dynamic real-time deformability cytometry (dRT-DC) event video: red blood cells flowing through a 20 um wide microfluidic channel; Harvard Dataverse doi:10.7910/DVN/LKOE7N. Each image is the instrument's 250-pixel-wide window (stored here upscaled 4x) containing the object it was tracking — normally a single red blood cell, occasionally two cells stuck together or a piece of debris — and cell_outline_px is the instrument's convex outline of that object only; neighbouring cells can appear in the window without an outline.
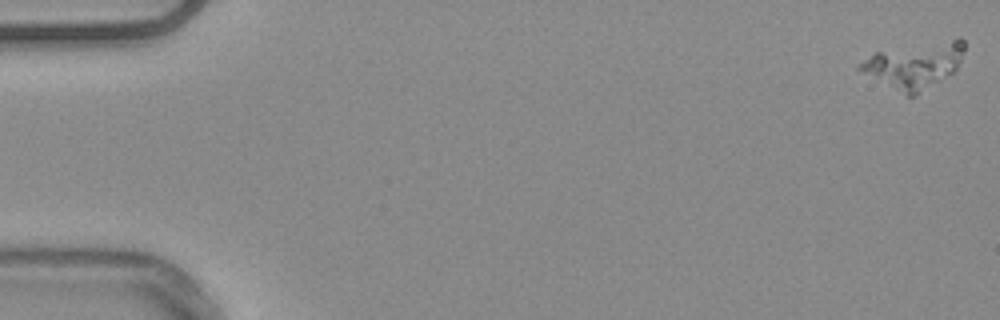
{"species": "common noctule bat (a hibernating species)", "species_latin": "Nyctalus noctula", "temperature_condition": "warm", "stored_images_in_passage": 55, "camera_frame_rate_fps": 3000, "um_per_image_px": 0.085, "animal": {"sex": "male", "body_mass_g": 20.4}, "frame": {"image": 1, "passage_image": 1, "time_ms": 0.0, "image_size_px": [1000, 320], "cell_outline_px": [[964, 48], [960, 60], [956, 68], [952, 72], [916, 96], [908, 96], [856, 68], [856, 64], [876, 52], [960, 36], [964, 40]], "centroid_in_image_um": [77.74, 5.51], "position_along_channel_um": 7.3, "area_um2": 27.46}}
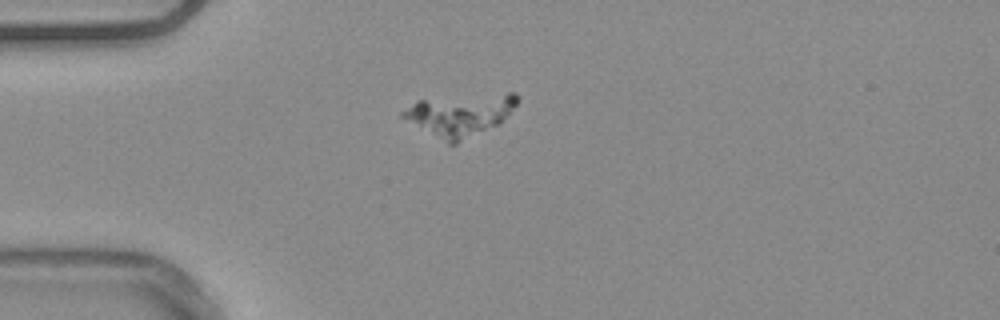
{"frame": {"image": 2, "passage_image": 15, "time_ms": 4.667, "image_size_px": [1000, 320], "cell_outline_px": [[520, 100], [500, 124], [456, 144], [448, 144], [400, 116], [400, 112], [416, 100], [508, 92], [512, 92]], "centroid_in_image_um": [39.11, 9.76], "position_along_channel_um": 45.9, "area_um2": 27.92}}
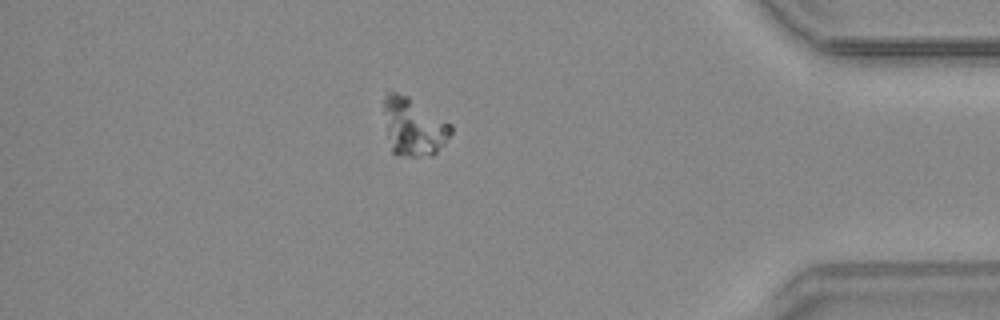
{"frame": {"image": 3, "passage_image": 48, "time_ms": 15.667, "image_size_px": [1000, 320], "cell_outline_px": [[452, 132], [444, 144], [432, 156], [396, 156], [392, 152], [388, 132], [384, 108], [384, 100], [388, 92], [396, 92], [408, 96], [452, 124]], "centroid_in_image_um": [35.18, 10.79], "position_along_channel_um": 400.0, "area_um2": 22.37}}